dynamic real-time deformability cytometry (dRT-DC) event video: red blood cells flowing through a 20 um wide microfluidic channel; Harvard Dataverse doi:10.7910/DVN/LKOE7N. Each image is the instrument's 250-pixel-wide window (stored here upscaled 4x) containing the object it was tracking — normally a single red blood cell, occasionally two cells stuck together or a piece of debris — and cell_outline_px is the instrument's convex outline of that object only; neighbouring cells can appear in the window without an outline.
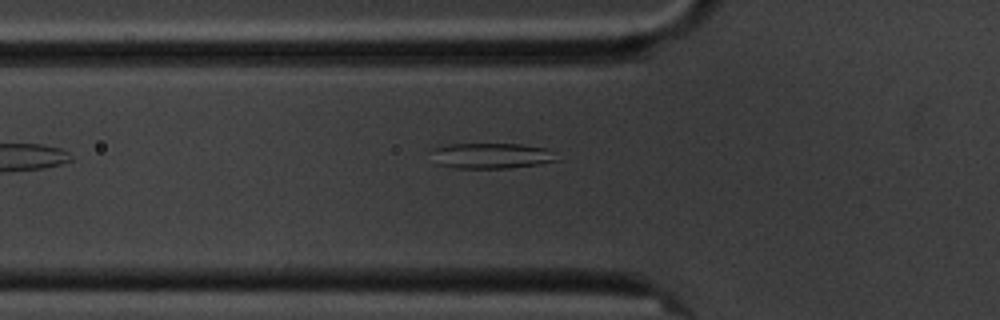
{"species": "common noctule bat (a hibernating species)", "species_latin": "Nyctalus noctula", "temperature_condition": "cold", "stored_images_in_passage": 6, "camera_frame_rate_fps": 3000, "um_per_image_px": 0.085, "animal": {"sex": "male", "body_mass_g": 20.1, "forearm_length_mm": 53.5}, "frame": {"image": 1, "passage_image": 5, "time_ms": 4.667, "image_size_px": [1000, 320], "cell_outline_px": [[560, 160], [540, 164], [508, 168], [456, 168], [436, 164], [432, 148], [452, 144], [520, 144], [548, 148]], "centroid_in_image_um": [41.8, 13.24], "position_along_channel_um": 84.0, "area_um2": 18.67}}